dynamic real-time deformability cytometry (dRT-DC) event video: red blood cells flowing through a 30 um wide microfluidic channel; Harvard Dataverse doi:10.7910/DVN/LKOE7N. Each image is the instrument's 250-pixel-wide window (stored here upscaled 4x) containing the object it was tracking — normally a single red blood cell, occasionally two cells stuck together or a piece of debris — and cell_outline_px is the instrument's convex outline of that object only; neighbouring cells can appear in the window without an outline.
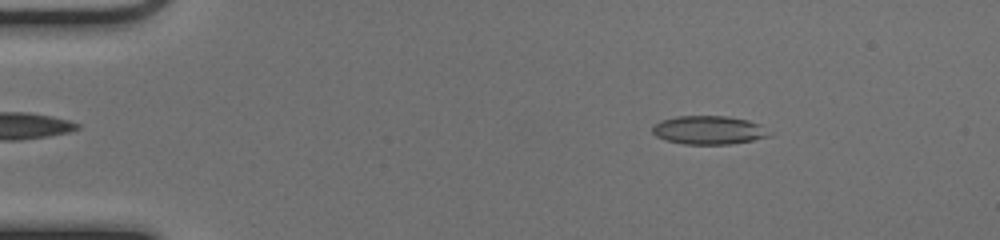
{"species": "common noctule bat (a hibernating species)", "species_latin": "Nyctalus noctula", "temperature_condition": "cold", "stored_images_in_passage": 50, "camera_frame_rate_fps": 3000, "um_per_image_px": 0.085, "animal": {"sex": "female", "body_mass_g": 17.0, "forearm_length_mm": 48.0}, "frame": {"image": 1, "passage_image": 7, "time_ms": 2.0, "image_size_px": [1000, 240], "cell_outline_px": [[768, 136], [752, 140], [728, 144], [684, 144], [664, 140], [656, 136], [652, 132], [652, 128], [660, 120], [676, 116], [724, 116], [748, 120], [760, 124]], "centroid_in_image_um": [60.15, 11.05], "position_along_channel_um": 24.8, "area_um2": 19.13}}
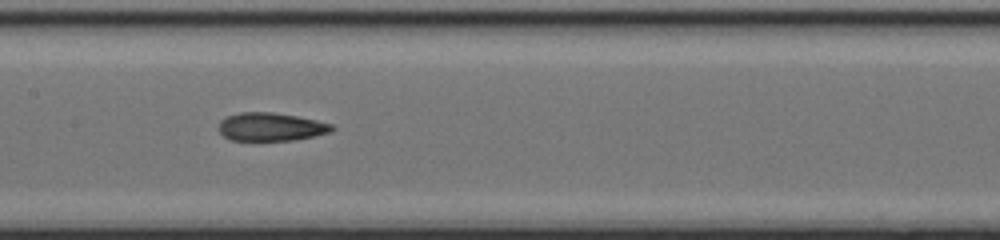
{"frame": {"image": 2, "passage_image": 25, "time_ms": 8.0, "image_size_px": [1000, 240], "cell_outline_px": [[336, 128], [332, 132], [292, 140], [228, 140], [216, 128], [220, 120], [228, 116], [240, 112], [272, 112], [296, 116], [316, 120], [332, 124]], "centroid_in_image_um": [23.0, 10.78], "position_along_channel_um": 184.4, "area_um2": 18.67}}
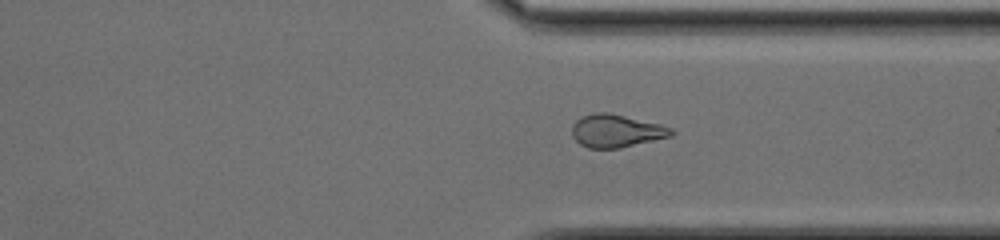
{"frame": {"image": 3, "passage_image": 38, "time_ms": 12.333, "image_size_px": [1000, 240], "cell_outline_px": [[676, 132], [672, 136], [620, 148], [588, 148], [580, 144], [572, 136], [572, 124], [576, 120], [584, 116], [596, 112], [608, 112], [660, 124], [672, 128]], "centroid_in_image_um": [52.39, 11.13], "position_along_channel_um": 359.0, "area_um2": 19.02}, "authors_computed_cell_mechanics": {"area_um2": 19.1318, "velocity_mm_per_s": 4.0417, "shape_relaxation_time_tau1_ms": null, "shape_relaxation_time_tau2_ms": 2.4255, "deformation_change_tau1": null, "deformation_change_tau2": 0.1034}}